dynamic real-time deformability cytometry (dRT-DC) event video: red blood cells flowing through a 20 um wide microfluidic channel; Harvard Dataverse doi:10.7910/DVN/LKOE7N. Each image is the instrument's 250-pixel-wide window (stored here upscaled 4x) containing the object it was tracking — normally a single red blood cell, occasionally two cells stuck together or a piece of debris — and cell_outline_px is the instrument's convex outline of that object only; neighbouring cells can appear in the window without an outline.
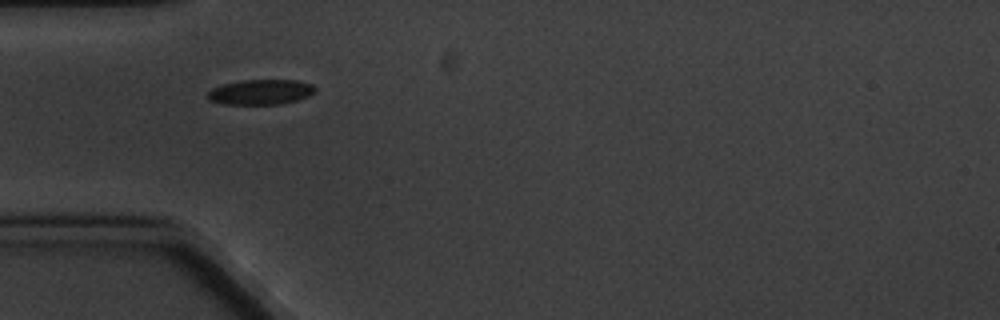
{"species": "common noctule bat (a hibernating species)", "species_latin": "Nyctalus noctula", "temperature_condition": "cold", "stored_images_in_passage": 2, "camera_frame_rate_fps": 3000, "um_per_image_px": 0.085, "animal": {"sex": "male", "body_mass_g": 20.1, "forearm_length_mm": 53.5}, "frame": {"image": 1, "passage_image": 1, "time_ms": 0.0, "image_size_px": [1000, 320], "cell_outline_px": [[316, 92], [308, 96], [296, 100], [280, 104], [224, 104], [212, 100], [208, 96], [208, 92], [212, 88], [224, 84], [240, 80], [296, 80], [312, 84], [316, 88]], "centroid_in_image_um": [22.2, 7.81], "position_along_channel_um": 62.8, "area_um2": 15.61}}